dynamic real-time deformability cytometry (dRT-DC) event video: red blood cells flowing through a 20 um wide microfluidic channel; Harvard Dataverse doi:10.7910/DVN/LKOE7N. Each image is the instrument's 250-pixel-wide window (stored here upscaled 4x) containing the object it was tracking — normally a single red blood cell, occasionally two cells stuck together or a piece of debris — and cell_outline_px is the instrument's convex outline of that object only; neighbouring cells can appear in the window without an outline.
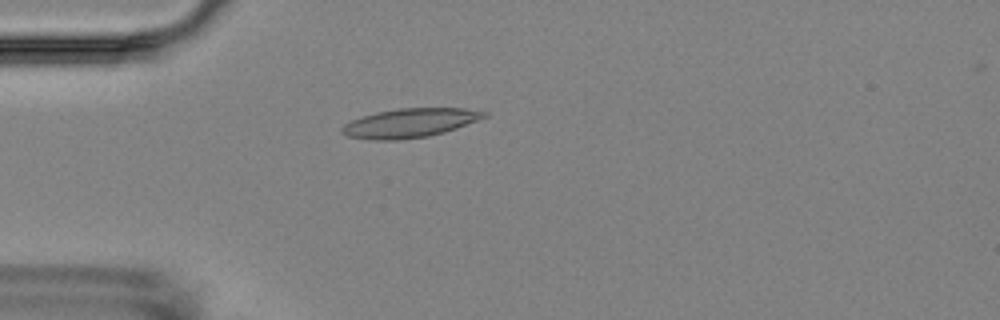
{"species": "Egyptian fruit bat (a non-hibernating species)", "species_latin": "Rousettus aegyptiacus", "temperature_condition": "room temperature", "stored_images_in_passage": 4, "camera_frame_rate_fps": 3000, "um_per_image_px": 0.085, "animal": {"sex": "female"}, "frame": {"image": 1, "passage_image": 4, "time_ms": 4.0, "image_size_px": [1000, 320], "cell_outline_px": [[488, 116], [456, 128], [444, 132], [428, 136], [396, 140], [372, 140], [348, 136], [340, 132], [340, 128], [344, 124], [352, 120], [376, 112], [396, 108], [464, 108], [488, 112]], "centroid_in_image_um": [34.82, 10.45], "position_along_channel_um": 50.2, "area_um2": 23.99}}